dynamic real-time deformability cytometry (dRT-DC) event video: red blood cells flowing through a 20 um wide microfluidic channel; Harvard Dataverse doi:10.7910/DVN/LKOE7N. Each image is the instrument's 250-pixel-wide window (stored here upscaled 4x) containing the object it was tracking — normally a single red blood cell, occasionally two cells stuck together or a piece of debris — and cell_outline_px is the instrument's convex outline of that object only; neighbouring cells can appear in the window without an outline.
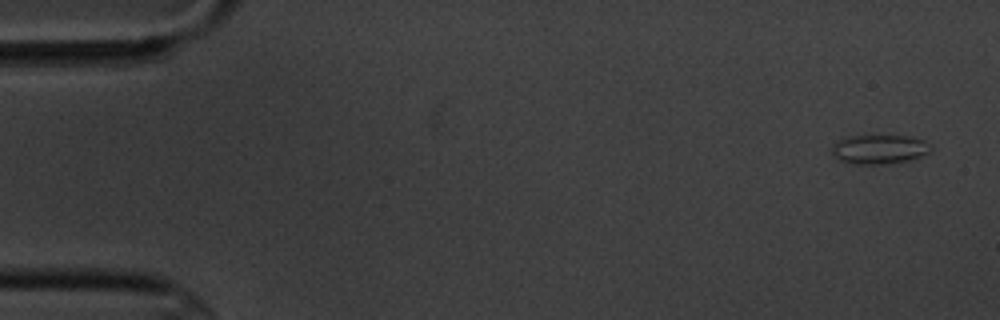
{"species": "common noctule bat (a hibernating species)", "species_latin": "Nyctalus noctula", "temperature_condition": "cold", "stored_images_in_passage": 5, "camera_frame_rate_fps": 3000, "um_per_image_px": 0.085, "animal": {"sex": "male", "body_mass_g": 20.1, "forearm_length_mm": 53.5}, "frame": {"image": 1, "passage_image": 1, "time_ms": 0.0, "image_size_px": [1000, 320], "cell_outline_px": [[932, 148], [928, 152], [920, 156], [908, 160], [884, 164], [852, 164], [840, 160], [832, 156], [832, 144], [836, 140], [844, 136], [904, 136], [924, 140]], "centroid_in_image_um": [74.65, 12.69], "position_along_channel_um": 10.3, "area_um2": 16.82}}
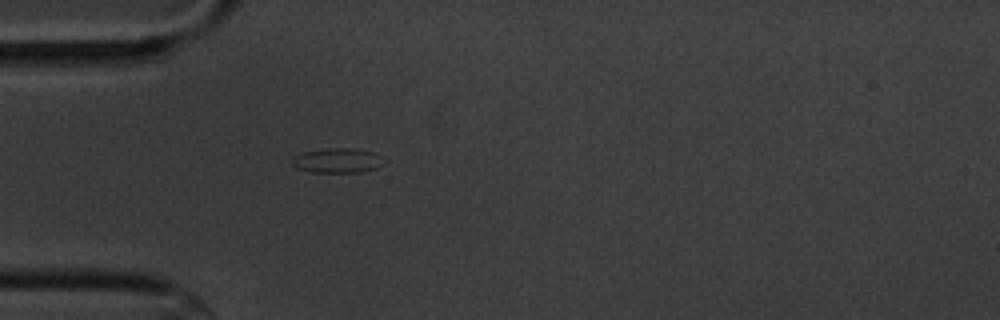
{"frame": {"image": 2, "passage_image": 5, "time_ms": 4.667, "image_size_px": [1000, 320], "cell_outline_px": [[388, 160], [376, 168], [360, 172], [312, 172], [296, 168], [292, 164], [292, 156], [300, 152], [324, 148], [352, 148], [376, 152]], "centroid_in_image_um": [28.69, 13.63], "position_along_channel_um": 56.3, "area_um2": 13.58}}